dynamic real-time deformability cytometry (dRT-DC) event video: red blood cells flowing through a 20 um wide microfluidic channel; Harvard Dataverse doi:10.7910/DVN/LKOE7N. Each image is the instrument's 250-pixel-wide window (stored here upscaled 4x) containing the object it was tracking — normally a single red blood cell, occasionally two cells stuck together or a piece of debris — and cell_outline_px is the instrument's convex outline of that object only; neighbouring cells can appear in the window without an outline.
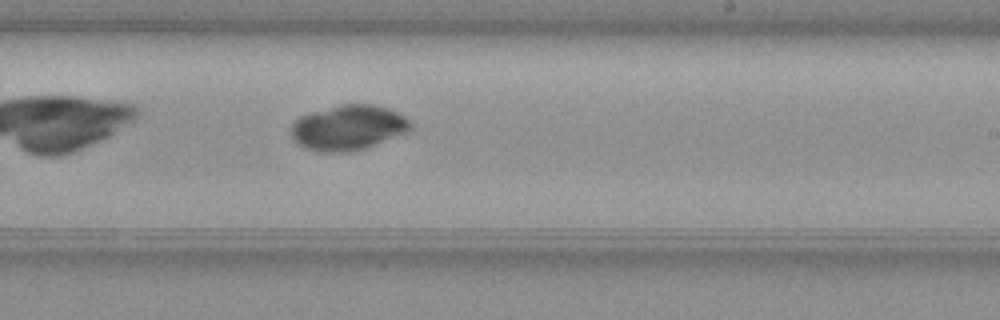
{"species": "common noctule bat (a hibernating species)", "species_latin": "Nyctalus noctula", "temperature_condition": "warm", "stored_images_in_passage": 38, "camera_frame_rate_fps": 3000, "um_per_image_px": 0.085, "animal": {"sex": "female", "body_mass_g": 19.3, "forearm_length_mm": 54.1}, "frame": {"image": 1, "passage_image": 17, "time_ms": 5.333, "image_size_px": [1000, 320], "cell_outline_px": [[412, 128], [408, 132], [368, 148], [352, 152], [320, 152], [304, 148], [292, 136], [292, 124], [300, 116], [308, 112], [340, 104], [372, 104], [388, 108], [404, 116], [412, 124]], "centroid_in_image_um": [29.62, 10.85], "position_along_channel_um": 259.4, "area_um2": 31.67}}
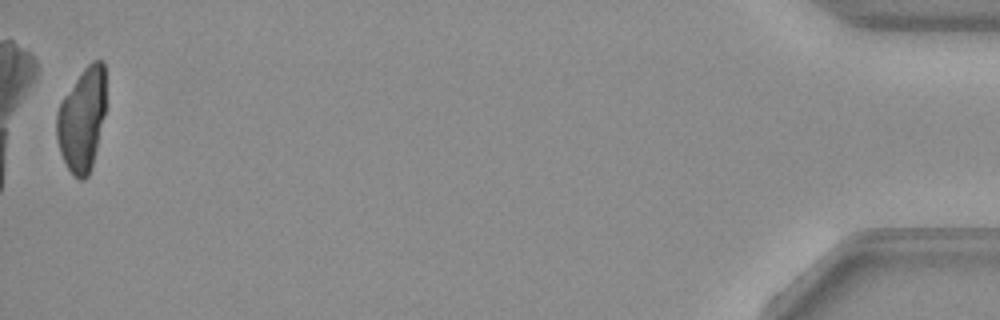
{"frame": {"image": 2, "passage_image": 38, "time_ms": 12.333, "image_size_px": [1000, 320], "cell_outline_px": [[104, 116], [92, 164], [88, 176], [84, 180], [80, 180], [72, 176], [60, 152], [56, 136], [56, 112], [64, 96], [84, 68], [92, 60], [104, 60]], "centroid_in_image_um": [6.95, 10.17], "position_along_channel_um": 428.3, "area_um2": 29.3}}